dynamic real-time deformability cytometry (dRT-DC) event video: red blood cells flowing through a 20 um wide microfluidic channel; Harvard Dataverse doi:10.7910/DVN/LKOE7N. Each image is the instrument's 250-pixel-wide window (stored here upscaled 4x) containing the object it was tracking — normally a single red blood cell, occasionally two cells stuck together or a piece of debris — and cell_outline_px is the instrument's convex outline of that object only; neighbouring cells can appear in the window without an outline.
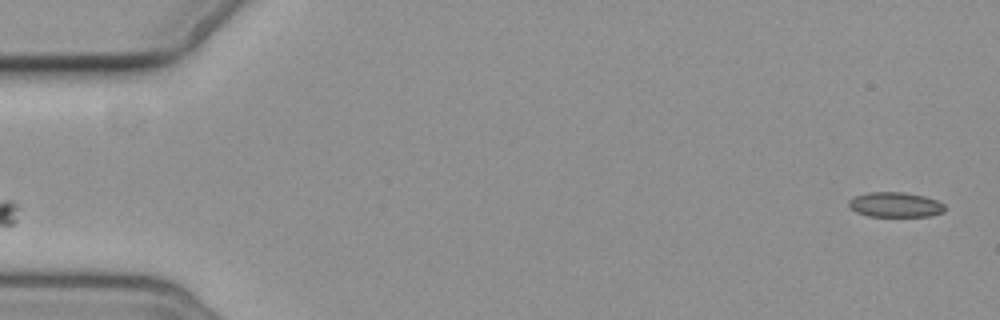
{"species": "common noctule bat (a hibernating species)", "species_latin": "Nyctalus noctula", "temperature_condition": "cold", "stored_images_in_passage": 2, "segment_of_instrument_passage": [2, 2], "camera_frame_rate_fps": 3000, "um_per_image_px": 0.085, "animal": {"sex": "female", "body_mass_g": 19.3, "forearm_length_mm": 54.1}, "frame": {"image": 1, "passage_image": 2, "time_ms": 1.0, "image_size_px": [1000, 320], "cell_outline_px": [[944, 212], [928, 216], [868, 216], [856, 212], [848, 204], [848, 200], [852, 196], [868, 192], [904, 192], [924, 196], [936, 200], [944, 204]], "centroid_in_image_um": [76.06, 17.39], "position_along_channel_um": 8.9, "area_um2": 13.99}}